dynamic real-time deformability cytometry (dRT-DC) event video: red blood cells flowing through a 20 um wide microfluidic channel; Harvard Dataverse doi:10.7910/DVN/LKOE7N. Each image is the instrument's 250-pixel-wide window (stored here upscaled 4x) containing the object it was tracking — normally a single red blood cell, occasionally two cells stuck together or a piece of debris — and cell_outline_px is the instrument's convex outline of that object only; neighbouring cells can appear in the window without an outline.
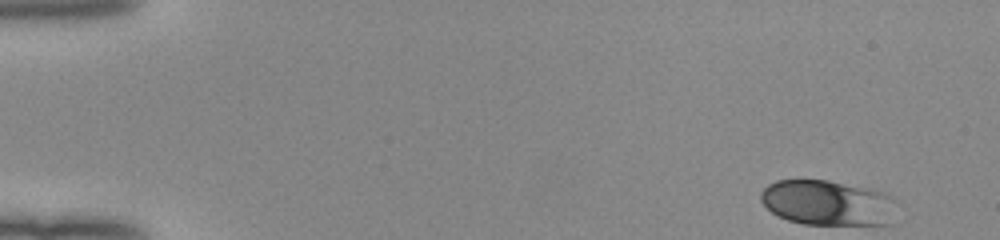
{"species": "human", "species_latin": "Homo sapiens", "temperature_condition": "room temperature", "stored_images_in_passage": 49, "camera_frame_rate_fps": 3000, "um_per_image_px": 0.085, "donor": {"sex": "female"}, "frame": {"image": 1, "passage_image": 1, "time_ms": 0.0, "image_size_px": [1000, 240], "cell_outline_px": [[892, 224], [804, 224], [788, 220], [772, 212], [760, 200], [760, 192], [768, 184], [776, 180], [828, 180], [872, 188], [884, 192], [892, 196]], "centroid_in_image_um": [70.32, 17.22], "position_along_channel_um": 14.7, "area_um2": 35.72}}
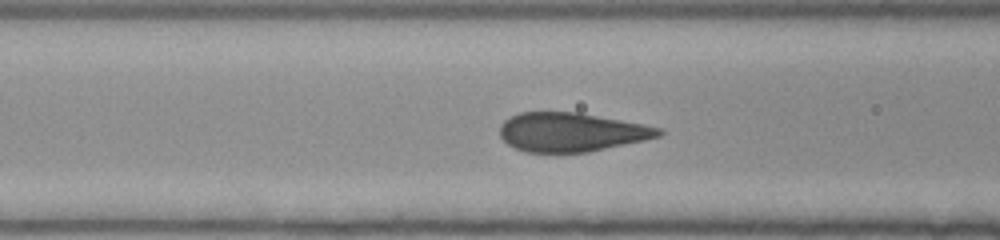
{"frame": {"image": 2, "passage_image": 19, "time_ms": 6.0, "image_size_px": [1000, 240], "cell_outline_px": [[664, 132], [660, 136], [644, 140], [588, 152], [524, 152], [508, 144], [500, 136], [500, 124], [504, 120], [520, 112], [576, 112], [644, 124], [664, 128]], "centroid_in_image_um": [48.57, 11.23], "position_along_channel_um": 118.0, "area_um2": 35.95}}
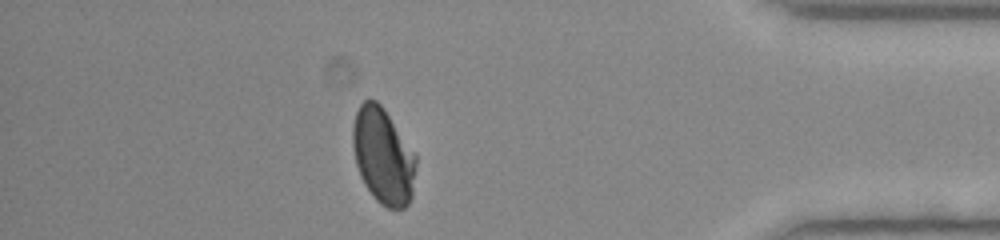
{"frame": {"image": 3, "passage_image": 43, "time_ms": 14.0, "image_size_px": [1000, 240], "cell_outline_px": [[416, 164], [412, 196], [408, 204], [404, 208], [388, 208], [380, 204], [372, 196], [364, 184], [360, 176], [356, 164], [352, 144], [352, 128], [356, 112], [360, 104], [368, 96], [376, 100], [384, 108], [416, 156]], "centroid_in_image_um": [32.54, 13.25], "position_along_channel_um": 402.7, "area_um2": 35.43}, "authors_computed_cell_mechanics": {"area_um2": 37.0498, "velocity_mm_per_s": 4.0061, "shape_relaxation_time_tau1_ms": 4.0739, "shape_relaxation_time_tau2_ms": null, "deformation_change_tau1": 0.1405, "deformation_change_tau2": null}}